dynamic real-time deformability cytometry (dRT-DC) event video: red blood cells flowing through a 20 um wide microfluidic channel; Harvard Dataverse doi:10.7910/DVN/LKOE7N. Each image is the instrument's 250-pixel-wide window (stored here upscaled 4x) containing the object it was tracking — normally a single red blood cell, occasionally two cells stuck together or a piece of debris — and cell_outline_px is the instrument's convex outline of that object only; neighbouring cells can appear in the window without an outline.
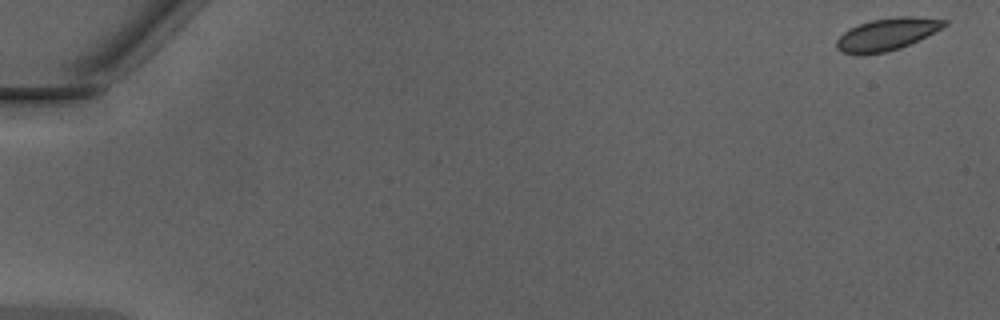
{"species": "Egyptian fruit bat (a non-hibernating species)", "species_latin": "Rousettus aegyptiacus", "temperature_condition": "warm", "stored_images_in_passage": 46, "camera_frame_rate_fps": 3000, "um_per_image_px": 0.085, "animal": {"sex": "male"}, "frame": {"image": 1, "passage_image": 1, "time_ms": 0.0, "image_size_px": [1000, 320], "cell_outline_px": [[948, 24], [900, 48], [888, 52], [860, 56], [856, 56], [844, 52], [836, 48], [836, 40], [848, 28], [872, 20], [900, 16], [912, 16], [948, 20]], "centroid_in_image_um": [75.32, 2.93], "position_along_channel_um": 9.7, "area_um2": 20.11}}
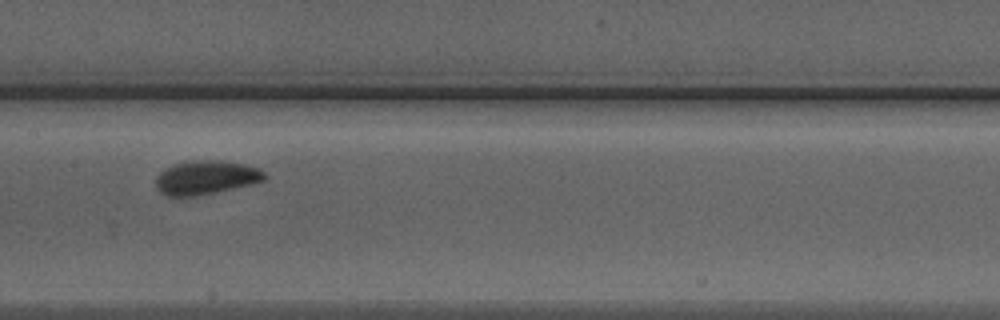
{"frame": {"image": 2, "passage_image": 26, "time_ms": 8.333, "image_size_px": [1000, 320], "cell_outline_px": [[268, 176], [264, 180], [252, 184], [216, 192], [196, 196], [168, 196], [160, 192], [156, 188], [156, 176], [164, 168], [172, 164], [192, 160], [220, 160], [244, 164], [260, 168]], "centroid_in_image_um": [17.5, 15.08], "position_along_channel_um": 189.9, "area_um2": 21.68}}
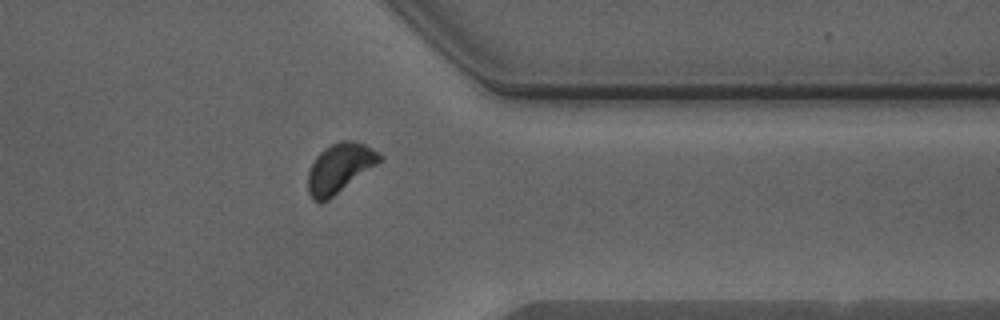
{"frame": {"image": 3, "passage_image": 40, "time_ms": 13.0, "image_size_px": [1000, 320], "cell_outline_px": [[384, 160], [328, 200], [320, 204], [312, 200], [308, 192], [308, 172], [316, 156], [324, 148], [340, 140], [356, 140], [380, 152], [384, 156]], "centroid_in_image_um": [28.9, 14.28], "position_along_channel_um": 382.5, "area_um2": 20.98}, "authors_computed_cell_mechanics": {"area_um2": 20.3745, "velocity_mm_per_s": 4.2518, "shape_relaxation_time_tau1_ms": 2.1287, "shape_relaxation_time_tau2_ms": null, "deformation_change_tau1": 0.0528, "deformation_change_tau2": null}}